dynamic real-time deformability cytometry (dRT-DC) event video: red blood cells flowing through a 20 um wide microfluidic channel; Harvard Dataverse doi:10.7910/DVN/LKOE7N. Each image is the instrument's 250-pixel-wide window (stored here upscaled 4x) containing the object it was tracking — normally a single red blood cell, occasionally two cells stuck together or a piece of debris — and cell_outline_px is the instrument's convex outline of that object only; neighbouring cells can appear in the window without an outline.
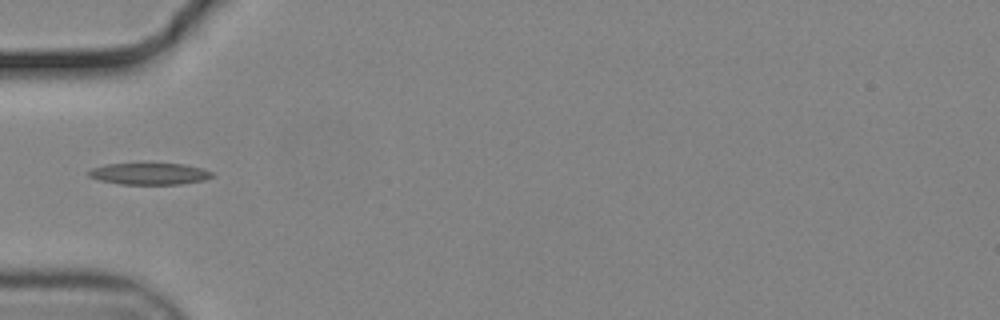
{"species": "common noctule bat (a hibernating species)", "species_latin": "Nyctalus noctula", "temperature_condition": "cold", "stored_images_in_passage": 31, "segment_of_instrument_passage": [1, 2], "camera_frame_rate_fps": 3000, "um_per_image_px": 0.085, "animal": {"sex": "male", "body_mass_g": 19.2, "forearm_length_mm": 51.8}, "frame": {"image": 1, "passage_image": 1, "time_ms": 0.0, "image_size_px": [1000, 320], "cell_outline_px": [[216, 176], [204, 180], [180, 184], [120, 184], [100, 180], [88, 176], [88, 172], [92, 168], [104, 164], [184, 164], [200, 168], [212, 172]], "centroid_in_image_um": [12.71, 14.77], "position_along_channel_um": 72.3, "area_um2": 15.43}}
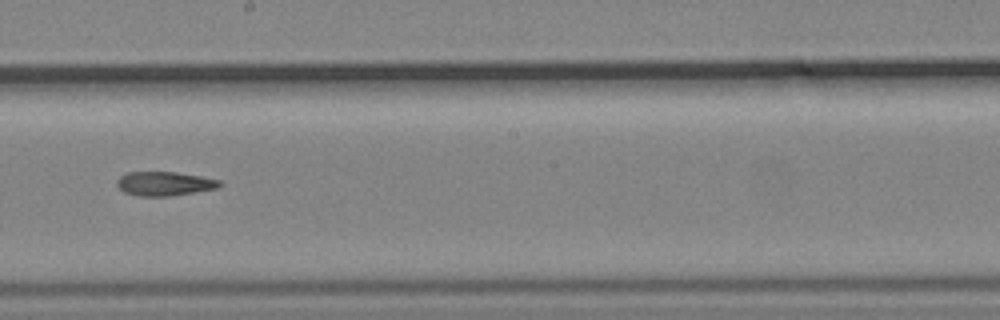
{"frame": {"image": 2, "passage_image": 14, "time_ms": 4.333, "image_size_px": [1000, 320], "cell_outline_px": [[224, 184], [220, 188], [168, 196], [140, 196], [124, 192], [116, 184], [116, 180], [120, 176], [128, 172], [176, 172], [200, 176], [220, 180]], "centroid_in_image_um": [14.01, 15.61], "position_along_channel_um": 234.2, "area_um2": 14.45}}
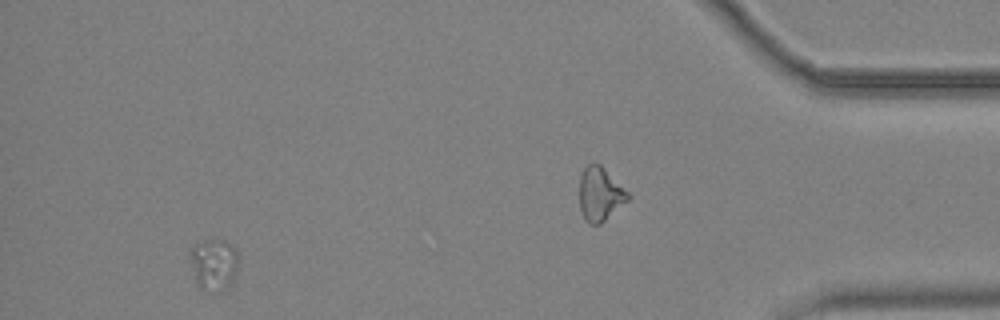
{"frame": {"image": 3, "passage_image": 27, "time_ms": 8.667, "image_size_px": [1000, 320], "cell_outline_px": [[236, 272], [228, 284], [204, 292], [196, 284], [188, 256], [188, 252], [192, 244], [204, 240], [228, 240], [236, 248]], "centroid_in_image_um": [18.08, 22.38], "position_along_channel_um": 417.1, "area_um2": 14.39}}